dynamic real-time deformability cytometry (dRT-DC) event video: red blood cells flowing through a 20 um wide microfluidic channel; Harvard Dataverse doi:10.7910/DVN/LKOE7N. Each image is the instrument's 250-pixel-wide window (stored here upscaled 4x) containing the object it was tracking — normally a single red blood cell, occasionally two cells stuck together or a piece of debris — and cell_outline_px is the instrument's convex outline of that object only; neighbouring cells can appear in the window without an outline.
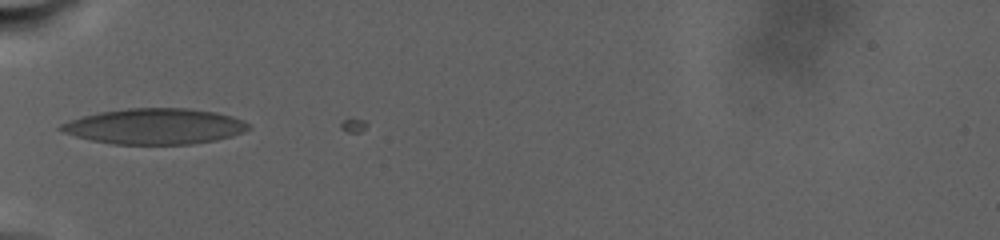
{"species": "human", "species_latin": "Homo sapiens", "temperature_condition": "warm", "stored_images_in_passage": 17, "camera_frame_rate_fps": 3000, "um_per_image_px": 0.085, "donor": {"sex": "male"}, "frame": {"image": 1, "passage_image": 1, "time_ms": 0.0, "image_size_px": [1000, 240], "cell_outline_px": [[252, 128], [244, 132], [232, 136], [216, 140], [192, 144], [112, 144], [92, 140], [76, 136], [64, 132], [56, 128], [60, 124], [68, 120], [80, 116], [100, 112], [128, 108], [188, 108], [216, 112], [232, 116], [244, 120]], "centroid_in_image_um": [13.16, 10.73], "position_along_channel_um": 71.8, "area_um2": 39.25}}
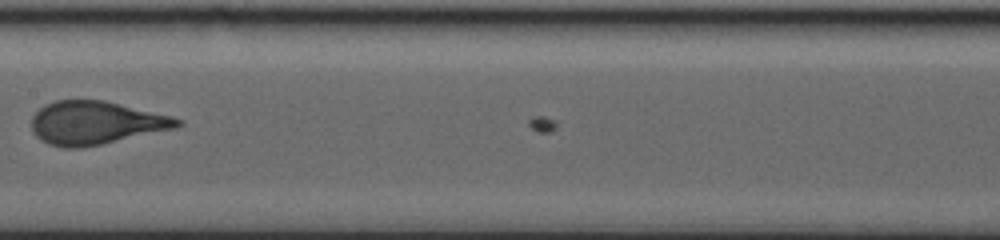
{"frame": {"image": 2, "passage_image": 6, "time_ms": 5.667, "image_size_px": [1000, 240], "cell_outline_px": [[184, 124], [176, 128], [100, 144], [80, 148], [64, 148], [48, 144], [40, 140], [32, 132], [32, 116], [40, 108], [56, 100], [104, 100], [172, 116], [184, 120]], "centroid_in_image_um": [8.14, 10.44], "position_along_channel_um": 199.3, "area_um2": 36.65}}
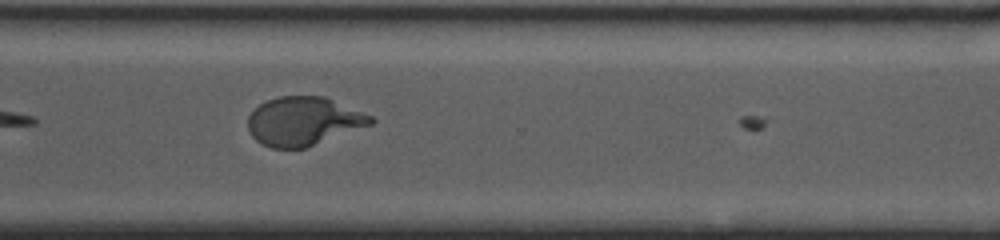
{"frame": {"image": 3, "passage_image": 12, "time_ms": 12.0, "image_size_px": [1000, 240], "cell_outline_px": [[376, 120], [372, 124], [304, 148], [272, 148], [256, 140], [248, 132], [248, 116], [260, 104], [268, 100], [280, 96], [324, 96], [372, 116]], "centroid_in_image_um": [25.78, 10.3], "position_along_channel_um": 344.8, "area_um2": 34.45}, "authors_computed_cell_mechanics": {"area_um2": 36.125, "velocity_mm_per_s": 2.2972, "shape_relaxation_time_tau1_ms": 7.2587, "shape_relaxation_time_tau2_ms": null, "deformation_change_tau1": 0.2307, "deformation_change_tau2": null}}